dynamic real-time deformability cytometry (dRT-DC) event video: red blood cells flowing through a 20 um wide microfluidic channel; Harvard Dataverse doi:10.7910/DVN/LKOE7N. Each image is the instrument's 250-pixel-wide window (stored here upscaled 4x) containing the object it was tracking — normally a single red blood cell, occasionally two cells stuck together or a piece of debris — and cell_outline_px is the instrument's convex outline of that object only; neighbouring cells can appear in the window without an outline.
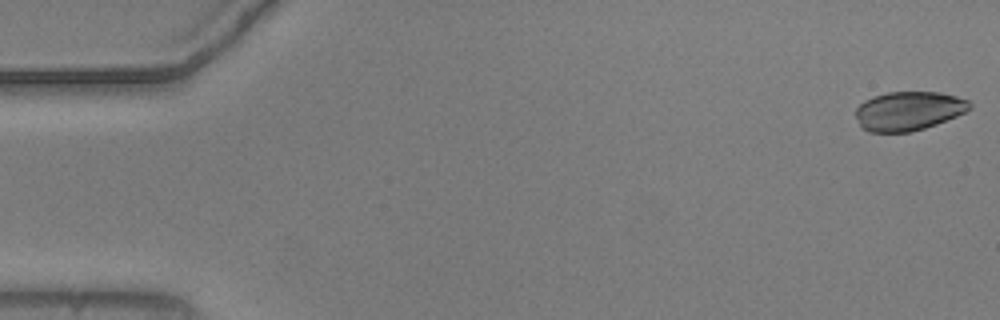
{"species": "common noctule bat (a hibernating species)", "species_latin": "Nyctalus noctula", "temperature_condition": "warm", "stored_images_in_passage": 12, "camera_frame_rate_fps": 3000, "um_per_image_px": 0.085, "animal": {"sex": "male", "body_mass_g": 20.5, "forearm_length_mm": 52.5}, "frame": {"image": 1, "passage_image": 1, "time_ms": 0.0, "image_size_px": [1000, 320], "cell_outline_px": [[972, 108], [956, 116], [936, 124], [912, 132], [868, 132], [860, 124], [856, 116], [856, 108], [864, 100], [872, 96], [888, 92], [940, 92], [956, 96], [968, 100], [972, 104]], "centroid_in_image_um": [77.23, 9.42], "position_along_channel_um": 7.8, "area_um2": 25.89}}